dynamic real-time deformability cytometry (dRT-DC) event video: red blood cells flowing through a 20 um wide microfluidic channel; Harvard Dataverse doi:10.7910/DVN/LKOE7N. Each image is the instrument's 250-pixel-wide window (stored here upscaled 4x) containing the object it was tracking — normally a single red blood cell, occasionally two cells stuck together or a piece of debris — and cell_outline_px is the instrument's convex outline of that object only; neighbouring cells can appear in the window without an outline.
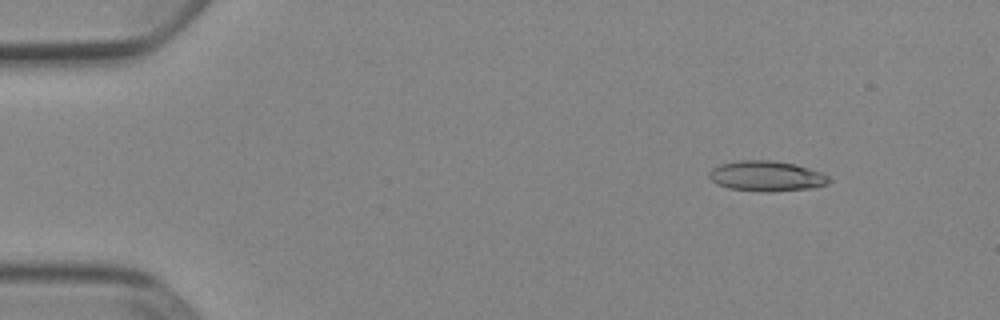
{"species": "Egyptian fruit bat (a non-hibernating species)", "species_latin": "Rousettus aegyptiacus", "temperature_condition": "cold", "stored_images_in_passage": 51, "camera_frame_rate_fps": 3000, "um_per_image_px": 0.085, "animal": {"sex": "female"}, "frame": {"image": 1, "passage_image": 5, "time_ms": 1.333, "image_size_px": [1000, 320], "cell_outline_px": [[828, 184], [816, 188], [772, 192], [760, 192], [728, 188], [716, 184], [708, 176], [708, 172], [712, 168], [720, 164], [740, 160], [772, 160], [796, 164], [820, 172], [828, 176]], "centroid_in_image_um": [65.14, 14.98], "position_along_channel_um": 19.9, "area_um2": 21.44}}
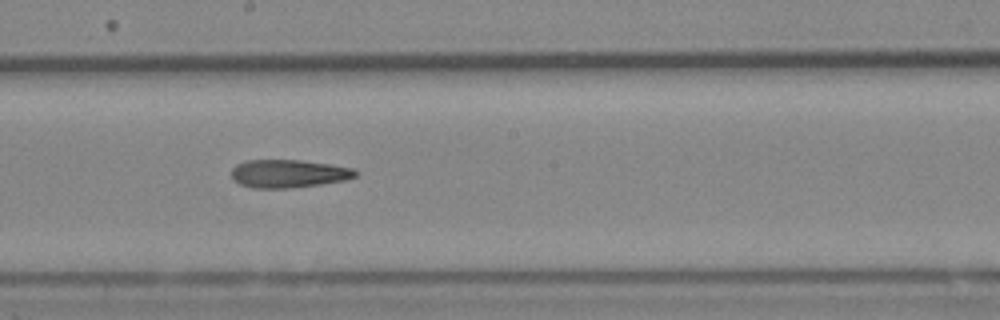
{"frame": {"image": 2, "passage_image": 28, "time_ms": 9.0, "image_size_px": [1000, 320], "cell_outline_px": [[360, 172], [356, 176], [344, 180], [320, 184], [288, 188], [252, 188], [240, 184], [232, 176], [232, 168], [236, 164], [248, 160], [300, 160], [356, 168]], "centroid_in_image_um": [24.55, 14.75], "position_along_channel_um": 223.6, "area_um2": 20.23}}
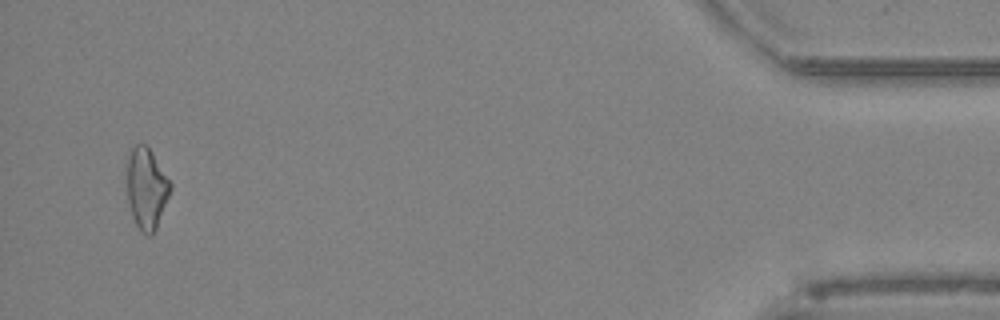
{"frame": {"image": 3, "passage_image": 49, "time_ms": 16.0, "image_size_px": [1000, 320], "cell_outline_px": [[172, 188], [156, 228], [152, 236], [148, 236], [140, 232], [132, 216], [128, 200], [124, 164], [128, 148], [136, 144], [148, 144], [172, 184]], "centroid_in_image_um": [12.4, 15.93], "position_along_channel_um": 422.8, "area_um2": 21.44}}